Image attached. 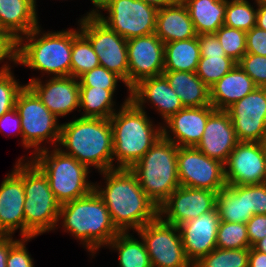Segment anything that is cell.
<instances>
[{
	"label": "cell",
	"instance_id": "6da1fadb",
	"mask_svg": "<svg viewBox=\"0 0 266 267\" xmlns=\"http://www.w3.org/2000/svg\"><path fill=\"white\" fill-rule=\"evenodd\" d=\"M106 186L94 183V190L107 206L112 222L120 232L139 230L159 216V208L142 190L137 176L128 168L100 172Z\"/></svg>",
	"mask_w": 266,
	"mask_h": 267
},
{
	"label": "cell",
	"instance_id": "7a4b0ae2",
	"mask_svg": "<svg viewBox=\"0 0 266 267\" xmlns=\"http://www.w3.org/2000/svg\"><path fill=\"white\" fill-rule=\"evenodd\" d=\"M60 150L99 172L116 169L113 164V131L110 119L79 117L61 124Z\"/></svg>",
	"mask_w": 266,
	"mask_h": 267
},
{
	"label": "cell",
	"instance_id": "3957f363",
	"mask_svg": "<svg viewBox=\"0 0 266 267\" xmlns=\"http://www.w3.org/2000/svg\"><path fill=\"white\" fill-rule=\"evenodd\" d=\"M79 32V29H72L41 35L38 25L14 43L13 62L48 75L54 74L53 77L70 76L73 38Z\"/></svg>",
	"mask_w": 266,
	"mask_h": 267
},
{
	"label": "cell",
	"instance_id": "277c9868",
	"mask_svg": "<svg viewBox=\"0 0 266 267\" xmlns=\"http://www.w3.org/2000/svg\"><path fill=\"white\" fill-rule=\"evenodd\" d=\"M113 131V161L117 168H130L162 136V126L154 129L144 109L138 108L130 94L120 110L110 117ZM159 128V129H158Z\"/></svg>",
	"mask_w": 266,
	"mask_h": 267
},
{
	"label": "cell",
	"instance_id": "5b68a950",
	"mask_svg": "<svg viewBox=\"0 0 266 267\" xmlns=\"http://www.w3.org/2000/svg\"><path fill=\"white\" fill-rule=\"evenodd\" d=\"M64 231L81 240L92 254L120 233L112 222L107 206L93 190L88 195L60 205L59 220Z\"/></svg>",
	"mask_w": 266,
	"mask_h": 267
},
{
	"label": "cell",
	"instance_id": "8992f818",
	"mask_svg": "<svg viewBox=\"0 0 266 267\" xmlns=\"http://www.w3.org/2000/svg\"><path fill=\"white\" fill-rule=\"evenodd\" d=\"M178 146L161 136L129 169L137 176L146 195L159 208L180 186L178 179Z\"/></svg>",
	"mask_w": 266,
	"mask_h": 267
},
{
	"label": "cell",
	"instance_id": "52a82bcc",
	"mask_svg": "<svg viewBox=\"0 0 266 267\" xmlns=\"http://www.w3.org/2000/svg\"><path fill=\"white\" fill-rule=\"evenodd\" d=\"M30 160L47 177L50 189L60 205L82 198L94 190V184L87 180L89 168L73 156L63 153L59 147L52 151L45 148Z\"/></svg>",
	"mask_w": 266,
	"mask_h": 267
},
{
	"label": "cell",
	"instance_id": "ba28073f",
	"mask_svg": "<svg viewBox=\"0 0 266 267\" xmlns=\"http://www.w3.org/2000/svg\"><path fill=\"white\" fill-rule=\"evenodd\" d=\"M25 193V238L54 230L59 222L60 204L57 202L44 173L30 160L23 162Z\"/></svg>",
	"mask_w": 266,
	"mask_h": 267
},
{
	"label": "cell",
	"instance_id": "9c48e42d",
	"mask_svg": "<svg viewBox=\"0 0 266 267\" xmlns=\"http://www.w3.org/2000/svg\"><path fill=\"white\" fill-rule=\"evenodd\" d=\"M15 107L21 117L22 144L25 148H34L36 154L45 149L39 147L44 140H49L55 147L59 146L61 124L58 118L28 85L19 92Z\"/></svg>",
	"mask_w": 266,
	"mask_h": 267
},
{
	"label": "cell",
	"instance_id": "30bf717a",
	"mask_svg": "<svg viewBox=\"0 0 266 267\" xmlns=\"http://www.w3.org/2000/svg\"><path fill=\"white\" fill-rule=\"evenodd\" d=\"M79 26L97 54L100 66L121 77L128 88L127 40L108 28L96 15L84 16Z\"/></svg>",
	"mask_w": 266,
	"mask_h": 267
},
{
	"label": "cell",
	"instance_id": "8fae6325",
	"mask_svg": "<svg viewBox=\"0 0 266 267\" xmlns=\"http://www.w3.org/2000/svg\"><path fill=\"white\" fill-rule=\"evenodd\" d=\"M152 267H193L187 259L179 228L160 216L137 230Z\"/></svg>",
	"mask_w": 266,
	"mask_h": 267
},
{
	"label": "cell",
	"instance_id": "7c38bea8",
	"mask_svg": "<svg viewBox=\"0 0 266 267\" xmlns=\"http://www.w3.org/2000/svg\"><path fill=\"white\" fill-rule=\"evenodd\" d=\"M101 10L109 15L98 19L126 40L155 33L158 9L142 0H110Z\"/></svg>",
	"mask_w": 266,
	"mask_h": 267
},
{
	"label": "cell",
	"instance_id": "4fadbf2b",
	"mask_svg": "<svg viewBox=\"0 0 266 267\" xmlns=\"http://www.w3.org/2000/svg\"><path fill=\"white\" fill-rule=\"evenodd\" d=\"M177 166L181 186L217 193L226 186L224 164L196 147H179Z\"/></svg>",
	"mask_w": 266,
	"mask_h": 267
},
{
	"label": "cell",
	"instance_id": "5bb4252c",
	"mask_svg": "<svg viewBox=\"0 0 266 267\" xmlns=\"http://www.w3.org/2000/svg\"><path fill=\"white\" fill-rule=\"evenodd\" d=\"M225 111L239 142H260L266 136V88L256 87Z\"/></svg>",
	"mask_w": 266,
	"mask_h": 267
},
{
	"label": "cell",
	"instance_id": "9a60e30c",
	"mask_svg": "<svg viewBox=\"0 0 266 267\" xmlns=\"http://www.w3.org/2000/svg\"><path fill=\"white\" fill-rule=\"evenodd\" d=\"M127 56L129 93L139 81L164 71V43L155 33L128 39Z\"/></svg>",
	"mask_w": 266,
	"mask_h": 267
},
{
	"label": "cell",
	"instance_id": "2e32d148",
	"mask_svg": "<svg viewBox=\"0 0 266 267\" xmlns=\"http://www.w3.org/2000/svg\"><path fill=\"white\" fill-rule=\"evenodd\" d=\"M216 195L217 192L211 190L180 185L159 207V216L165 222L178 227L191 219L212 211L216 207Z\"/></svg>",
	"mask_w": 266,
	"mask_h": 267
},
{
	"label": "cell",
	"instance_id": "e0dca14e",
	"mask_svg": "<svg viewBox=\"0 0 266 267\" xmlns=\"http://www.w3.org/2000/svg\"><path fill=\"white\" fill-rule=\"evenodd\" d=\"M226 185L266 182V161L259 142H239L224 163Z\"/></svg>",
	"mask_w": 266,
	"mask_h": 267
},
{
	"label": "cell",
	"instance_id": "ac0fdd59",
	"mask_svg": "<svg viewBox=\"0 0 266 267\" xmlns=\"http://www.w3.org/2000/svg\"><path fill=\"white\" fill-rule=\"evenodd\" d=\"M23 161L24 157L17 161L0 185V235L3 236H12L20 229L21 238H25Z\"/></svg>",
	"mask_w": 266,
	"mask_h": 267
},
{
	"label": "cell",
	"instance_id": "d6986e66",
	"mask_svg": "<svg viewBox=\"0 0 266 267\" xmlns=\"http://www.w3.org/2000/svg\"><path fill=\"white\" fill-rule=\"evenodd\" d=\"M220 221L215 207L212 211L178 226L186 257L192 265L217 248L216 237Z\"/></svg>",
	"mask_w": 266,
	"mask_h": 267
},
{
	"label": "cell",
	"instance_id": "ffe728a7",
	"mask_svg": "<svg viewBox=\"0 0 266 267\" xmlns=\"http://www.w3.org/2000/svg\"><path fill=\"white\" fill-rule=\"evenodd\" d=\"M28 85L41 99L47 109L57 118L64 117L79 108V79L66 77H51L45 84L41 79L31 78Z\"/></svg>",
	"mask_w": 266,
	"mask_h": 267
},
{
	"label": "cell",
	"instance_id": "44dd1931",
	"mask_svg": "<svg viewBox=\"0 0 266 267\" xmlns=\"http://www.w3.org/2000/svg\"><path fill=\"white\" fill-rule=\"evenodd\" d=\"M215 110L212 105L185 107L165 121L164 125L170 130L163 126L162 136L178 147H195L200 142L208 117Z\"/></svg>",
	"mask_w": 266,
	"mask_h": 267
},
{
	"label": "cell",
	"instance_id": "7402d4cb",
	"mask_svg": "<svg viewBox=\"0 0 266 267\" xmlns=\"http://www.w3.org/2000/svg\"><path fill=\"white\" fill-rule=\"evenodd\" d=\"M238 143L229 114L225 110H215L208 117L200 142L195 147L224 164Z\"/></svg>",
	"mask_w": 266,
	"mask_h": 267
},
{
	"label": "cell",
	"instance_id": "603a6c76",
	"mask_svg": "<svg viewBox=\"0 0 266 267\" xmlns=\"http://www.w3.org/2000/svg\"><path fill=\"white\" fill-rule=\"evenodd\" d=\"M130 100L140 109L144 103L150 102L167 121L172 115L185 108L163 75L146 78L130 89Z\"/></svg>",
	"mask_w": 266,
	"mask_h": 267
},
{
	"label": "cell",
	"instance_id": "cb8c5ba5",
	"mask_svg": "<svg viewBox=\"0 0 266 267\" xmlns=\"http://www.w3.org/2000/svg\"><path fill=\"white\" fill-rule=\"evenodd\" d=\"M38 25L32 0H0V32L13 43Z\"/></svg>",
	"mask_w": 266,
	"mask_h": 267
},
{
	"label": "cell",
	"instance_id": "d4e9b609",
	"mask_svg": "<svg viewBox=\"0 0 266 267\" xmlns=\"http://www.w3.org/2000/svg\"><path fill=\"white\" fill-rule=\"evenodd\" d=\"M155 34L164 44L197 36L188 9L182 0L158 9Z\"/></svg>",
	"mask_w": 266,
	"mask_h": 267
},
{
	"label": "cell",
	"instance_id": "484cf974",
	"mask_svg": "<svg viewBox=\"0 0 266 267\" xmlns=\"http://www.w3.org/2000/svg\"><path fill=\"white\" fill-rule=\"evenodd\" d=\"M256 88L251 77L238 65L210 88V102L216 110H226Z\"/></svg>",
	"mask_w": 266,
	"mask_h": 267
},
{
	"label": "cell",
	"instance_id": "4316f807",
	"mask_svg": "<svg viewBox=\"0 0 266 267\" xmlns=\"http://www.w3.org/2000/svg\"><path fill=\"white\" fill-rule=\"evenodd\" d=\"M221 221L246 224L254 215L250 209L249 185H226L216 195Z\"/></svg>",
	"mask_w": 266,
	"mask_h": 267
},
{
	"label": "cell",
	"instance_id": "83f0119b",
	"mask_svg": "<svg viewBox=\"0 0 266 267\" xmlns=\"http://www.w3.org/2000/svg\"><path fill=\"white\" fill-rule=\"evenodd\" d=\"M162 75L181 99L184 107L211 105L210 88L196 75V72L163 71Z\"/></svg>",
	"mask_w": 266,
	"mask_h": 267
},
{
	"label": "cell",
	"instance_id": "f1b7e54d",
	"mask_svg": "<svg viewBox=\"0 0 266 267\" xmlns=\"http://www.w3.org/2000/svg\"><path fill=\"white\" fill-rule=\"evenodd\" d=\"M197 35L215 33L224 25L226 0H182Z\"/></svg>",
	"mask_w": 266,
	"mask_h": 267
},
{
	"label": "cell",
	"instance_id": "f546056e",
	"mask_svg": "<svg viewBox=\"0 0 266 267\" xmlns=\"http://www.w3.org/2000/svg\"><path fill=\"white\" fill-rule=\"evenodd\" d=\"M200 58L197 36L164 44V71L196 72Z\"/></svg>",
	"mask_w": 266,
	"mask_h": 267
},
{
	"label": "cell",
	"instance_id": "4dcf8cb0",
	"mask_svg": "<svg viewBox=\"0 0 266 267\" xmlns=\"http://www.w3.org/2000/svg\"><path fill=\"white\" fill-rule=\"evenodd\" d=\"M133 237L128 232H120L107 246L117 250L120 267H152L144 241Z\"/></svg>",
	"mask_w": 266,
	"mask_h": 267
},
{
	"label": "cell",
	"instance_id": "1f68e13d",
	"mask_svg": "<svg viewBox=\"0 0 266 267\" xmlns=\"http://www.w3.org/2000/svg\"><path fill=\"white\" fill-rule=\"evenodd\" d=\"M114 93L115 89L80 87L79 107L85 110L81 117L110 119L116 110Z\"/></svg>",
	"mask_w": 266,
	"mask_h": 267
},
{
	"label": "cell",
	"instance_id": "d6a6232c",
	"mask_svg": "<svg viewBox=\"0 0 266 267\" xmlns=\"http://www.w3.org/2000/svg\"><path fill=\"white\" fill-rule=\"evenodd\" d=\"M100 66L97 54L90 41L79 32L73 38L70 76L79 78L85 72Z\"/></svg>",
	"mask_w": 266,
	"mask_h": 267
},
{
	"label": "cell",
	"instance_id": "836d02e7",
	"mask_svg": "<svg viewBox=\"0 0 266 267\" xmlns=\"http://www.w3.org/2000/svg\"><path fill=\"white\" fill-rule=\"evenodd\" d=\"M248 262L249 248H215L194 263L193 267H248Z\"/></svg>",
	"mask_w": 266,
	"mask_h": 267
},
{
	"label": "cell",
	"instance_id": "e575fe53",
	"mask_svg": "<svg viewBox=\"0 0 266 267\" xmlns=\"http://www.w3.org/2000/svg\"><path fill=\"white\" fill-rule=\"evenodd\" d=\"M257 9L247 0H226L224 25L248 32L256 26Z\"/></svg>",
	"mask_w": 266,
	"mask_h": 267
},
{
	"label": "cell",
	"instance_id": "d590c367",
	"mask_svg": "<svg viewBox=\"0 0 266 267\" xmlns=\"http://www.w3.org/2000/svg\"><path fill=\"white\" fill-rule=\"evenodd\" d=\"M237 62L228 56H201L196 75L211 88L225 74L231 71Z\"/></svg>",
	"mask_w": 266,
	"mask_h": 267
},
{
	"label": "cell",
	"instance_id": "8d00e7d4",
	"mask_svg": "<svg viewBox=\"0 0 266 267\" xmlns=\"http://www.w3.org/2000/svg\"><path fill=\"white\" fill-rule=\"evenodd\" d=\"M216 243L217 248L221 249L251 248L247 225L237 222L220 221Z\"/></svg>",
	"mask_w": 266,
	"mask_h": 267
},
{
	"label": "cell",
	"instance_id": "74e56055",
	"mask_svg": "<svg viewBox=\"0 0 266 267\" xmlns=\"http://www.w3.org/2000/svg\"><path fill=\"white\" fill-rule=\"evenodd\" d=\"M215 34L226 55L238 63L246 54V32L223 25Z\"/></svg>",
	"mask_w": 266,
	"mask_h": 267
},
{
	"label": "cell",
	"instance_id": "f35d334b",
	"mask_svg": "<svg viewBox=\"0 0 266 267\" xmlns=\"http://www.w3.org/2000/svg\"><path fill=\"white\" fill-rule=\"evenodd\" d=\"M25 85L15 80L11 67L4 64L0 69V117L15 107L19 92Z\"/></svg>",
	"mask_w": 266,
	"mask_h": 267
},
{
	"label": "cell",
	"instance_id": "ab89813d",
	"mask_svg": "<svg viewBox=\"0 0 266 267\" xmlns=\"http://www.w3.org/2000/svg\"><path fill=\"white\" fill-rule=\"evenodd\" d=\"M80 87H96L99 89H116L118 80L125 82L121 77L103 66H98L85 72L79 78Z\"/></svg>",
	"mask_w": 266,
	"mask_h": 267
},
{
	"label": "cell",
	"instance_id": "60d3db41",
	"mask_svg": "<svg viewBox=\"0 0 266 267\" xmlns=\"http://www.w3.org/2000/svg\"><path fill=\"white\" fill-rule=\"evenodd\" d=\"M253 80L256 87L266 88V57L246 53L237 63Z\"/></svg>",
	"mask_w": 266,
	"mask_h": 267
},
{
	"label": "cell",
	"instance_id": "b9f144b4",
	"mask_svg": "<svg viewBox=\"0 0 266 267\" xmlns=\"http://www.w3.org/2000/svg\"><path fill=\"white\" fill-rule=\"evenodd\" d=\"M32 238L19 239L8 252L6 267H34L33 259L29 255L25 242Z\"/></svg>",
	"mask_w": 266,
	"mask_h": 267
},
{
	"label": "cell",
	"instance_id": "7bdbcfd3",
	"mask_svg": "<svg viewBox=\"0 0 266 267\" xmlns=\"http://www.w3.org/2000/svg\"><path fill=\"white\" fill-rule=\"evenodd\" d=\"M246 53L266 57V31L253 27L246 32Z\"/></svg>",
	"mask_w": 266,
	"mask_h": 267
},
{
	"label": "cell",
	"instance_id": "ee69618b",
	"mask_svg": "<svg viewBox=\"0 0 266 267\" xmlns=\"http://www.w3.org/2000/svg\"><path fill=\"white\" fill-rule=\"evenodd\" d=\"M250 246L266 237V214H255L246 223Z\"/></svg>",
	"mask_w": 266,
	"mask_h": 267
},
{
	"label": "cell",
	"instance_id": "f6af8a7d",
	"mask_svg": "<svg viewBox=\"0 0 266 267\" xmlns=\"http://www.w3.org/2000/svg\"><path fill=\"white\" fill-rule=\"evenodd\" d=\"M249 202L254 215L266 214V182L249 185Z\"/></svg>",
	"mask_w": 266,
	"mask_h": 267
},
{
	"label": "cell",
	"instance_id": "bcb514c9",
	"mask_svg": "<svg viewBox=\"0 0 266 267\" xmlns=\"http://www.w3.org/2000/svg\"><path fill=\"white\" fill-rule=\"evenodd\" d=\"M201 56H227L215 33L197 35Z\"/></svg>",
	"mask_w": 266,
	"mask_h": 267
},
{
	"label": "cell",
	"instance_id": "7dc6e473",
	"mask_svg": "<svg viewBox=\"0 0 266 267\" xmlns=\"http://www.w3.org/2000/svg\"><path fill=\"white\" fill-rule=\"evenodd\" d=\"M11 126L13 127V130L16 129V133L20 134L22 137L21 117L16 107L10 109L0 117V132L4 128L5 130L7 128L10 129Z\"/></svg>",
	"mask_w": 266,
	"mask_h": 267
},
{
	"label": "cell",
	"instance_id": "c3c4849f",
	"mask_svg": "<svg viewBox=\"0 0 266 267\" xmlns=\"http://www.w3.org/2000/svg\"><path fill=\"white\" fill-rule=\"evenodd\" d=\"M12 236L0 235V267H6L9 249L17 242Z\"/></svg>",
	"mask_w": 266,
	"mask_h": 267
},
{
	"label": "cell",
	"instance_id": "681fc988",
	"mask_svg": "<svg viewBox=\"0 0 266 267\" xmlns=\"http://www.w3.org/2000/svg\"><path fill=\"white\" fill-rule=\"evenodd\" d=\"M248 267H266V253L249 248Z\"/></svg>",
	"mask_w": 266,
	"mask_h": 267
},
{
	"label": "cell",
	"instance_id": "f907efd6",
	"mask_svg": "<svg viewBox=\"0 0 266 267\" xmlns=\"http://www.w3.org/2000/svg\"><path fill=\"white\" fill-rule=\"evenodd\" d=\"M257 7V19L256 26L266 31V2H256Z\"/></svg>",
	"mask_w": 266,
	"mask_h": 267
},
{
	"label": "cell",
	"instance_id": "816d5d0a",
	"mask_svg": "<svg viewBox=\"0 0 266 267\" xmlns=\"http://www.w3.org/2000/svg\"><path fill=\"white\" fill-rule=\"evenodd\" d=\"M148 5L154 6L157 9L164 8L166 6H170L178 3L180 0H142Z\"/></svg>",
	"mask_w": 266,
	"mask_h": 267
},
{
	"label": "cell",
	"instance_id": "f5cc1de1",
	"mask_svg": "<svg viewBox=\"0 0 266 267\" xmlns=\"http://www.w3.org/2000/svg\"><path fill=\"white\" fill-rule=\"evenodd\" d=\"M109 1L110 0H91L92 4L96 7V9L93 8L92 11L87 13V16L88 15H97L99 13V10H101Z\"/></svg>",
	"mask_w": 266,
	"mask_h": 267
},
{
	"label": "cell",
	"instance_id": "db71d44e",
	"mask_svg": "<svg viewBox=\"0 0 266 267\" xmlns=\"http://www.w3.org/2000/svg\"><path fill=\"white\" fill-rule=\"evenodd\" d=\"M253 248L257 251H261L263 253H266V237L262 240L258 241Z\"/></svg>",
	"mask_w": 266,
	"mask_h": 267
},
{
	"label": "cell",
	"instance_id": "11a10c76",
	"mask_svg": "<svg viewBox=\"0 0 266 267\" xmlns=\"http://www.w3.org/2000/svg\"><path fill=\"white\" fill-rule=\"evenodd\" d=\"M261 147H262V150H263V153H264V158H265V161H266V136L259 142Z\"/></svg>",
	"mask_w": 266,
	"mask_h": 267
},
{
	"label": "cell",
	"instance_id": "9f6ffc18",
	"mask_svg": "<svg viewBox=\"0 0 266 267\" xmlns=\"http://www.w3.org/2000/svg\"><path fill=\"white\" fill-rule=\"evenodd\" d=\"M32 2H33V5H34V7L36 9V0H32Z\"/></svg>",
	"mask_w": 266,
	"mask_h": 267
},
{
	"label": "cell",
	"instance_id": "6f0895ef",
	"mask_svg": "<svg viewBox=\"0 0 266 267\" xmlns=\"http://www.w3.org/2000/svg\"><path fill=\"white\" fill-rule=\"evenodd\" d=\"M256 2H266V0H255Z\"/></svg>",
	"mask_w": 266,
	"mask_h": 267
}]
</instances>
